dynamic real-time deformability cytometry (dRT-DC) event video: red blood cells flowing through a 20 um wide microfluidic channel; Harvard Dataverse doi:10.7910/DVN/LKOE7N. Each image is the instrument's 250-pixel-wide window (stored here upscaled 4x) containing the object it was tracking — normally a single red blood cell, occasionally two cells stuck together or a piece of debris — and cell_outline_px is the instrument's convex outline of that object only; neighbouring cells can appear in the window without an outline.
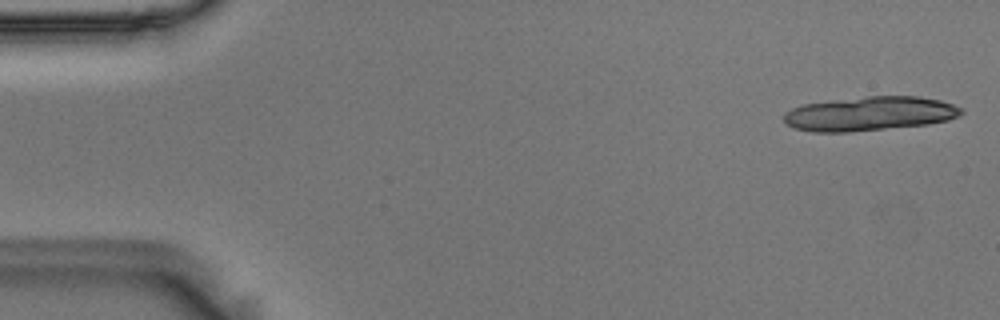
{"species": "Egyptian fruit bat (a non-hibernating species)", "species_latin": "Rousettus aegyptiacus", "temperature_condition": "room temperature", "stored_images_in_passage": 19, "camera_frame_rate_fps": 3000, "um_per_image_px": 0.085, "animal": {"sex": "male"}, "frame": {"image": 1, "passage_image": 1, "time_ms": 0.0, "image_size_px": [1000, 320], "cell_outline_px": [[964, 112], [960, 116], [948, 120], [928, 124], [848, 132], [812, 132], [792, 128], [784, 120], [784, 112], [792, 108], [804, 104], [832, 100], [868, 96], [920, 96], [940, 100], [964, 108]], "centroid_in_image_um": [73.94, 9.66], "position_along_channel_um": 11.1, "area_um2": 35.49}}